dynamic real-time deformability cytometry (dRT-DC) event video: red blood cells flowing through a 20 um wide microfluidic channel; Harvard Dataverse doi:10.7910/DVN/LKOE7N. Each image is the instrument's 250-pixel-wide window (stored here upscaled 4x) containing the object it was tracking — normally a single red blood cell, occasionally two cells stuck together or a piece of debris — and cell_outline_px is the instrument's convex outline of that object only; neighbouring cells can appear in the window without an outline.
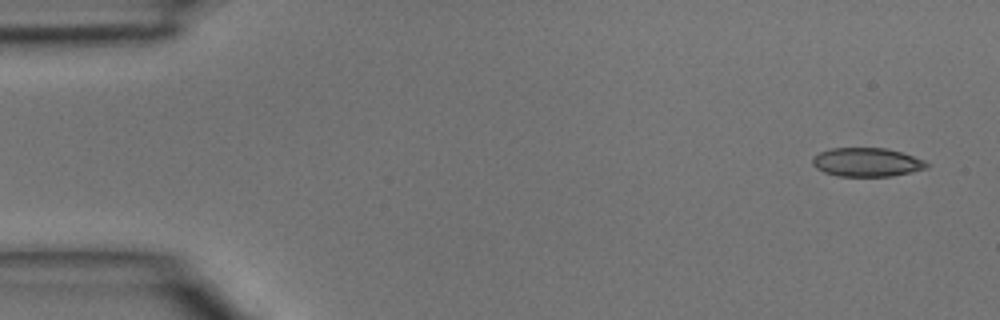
{"species": "common noctule bat (a hibernating species)", "species_latin": "Nyctalus noctula", "temperature_condition": "room temperature", "stored_images_in_passage": 5, "camera_frame_rate_fps": 3000, "um_per_image_px": 0.085, "animal": {"sex": "male", "body_mass_g": 15.6}, "frame": {"image": 1, "passage_image": 1, "time_ms": 0.0, "image_size_px": [1000, 320], "cell_outline_px": [[932, 164], [928, 168], [912, 172], [892, 176], [836, 176], [824, 172], [816, 168], [812, 164], [812, 160], [820, 152], [832, 148], [884, 148], [900, 152], [924, 160]], "centroid_in_image_um": [73.71, 13.8], "position_along_channel_um": 11.3, "area_um2": 19.13}}
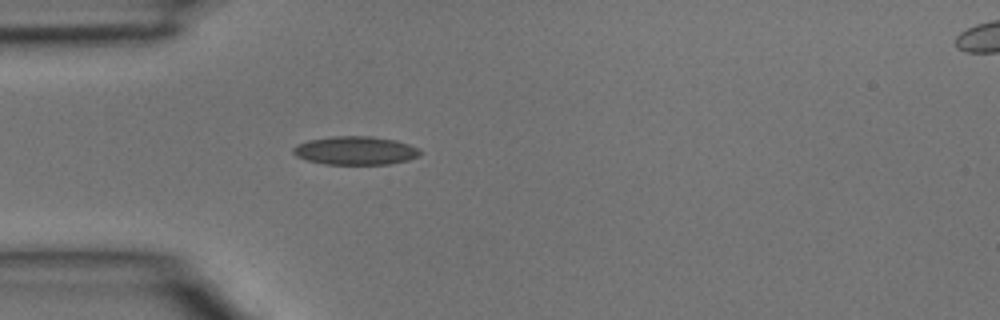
{"frame": {"image": 2, "passage_image": 4, "time_ms": 1.0, "image_size_px": [1000, 320], "cell_outline_px": [[420, 156], [408, 160], [392, 164], [324, 164], [308, 160], [296, 156], [292, 152], [292, 148], [296, 144], [308, 140], [332, 136], [372, 136], [396, 140], [420, 148]], "centroid_in_image_um": [30.22, 12.79], "position_along_channel_um": 54.8, "area_um2": 21.21}}